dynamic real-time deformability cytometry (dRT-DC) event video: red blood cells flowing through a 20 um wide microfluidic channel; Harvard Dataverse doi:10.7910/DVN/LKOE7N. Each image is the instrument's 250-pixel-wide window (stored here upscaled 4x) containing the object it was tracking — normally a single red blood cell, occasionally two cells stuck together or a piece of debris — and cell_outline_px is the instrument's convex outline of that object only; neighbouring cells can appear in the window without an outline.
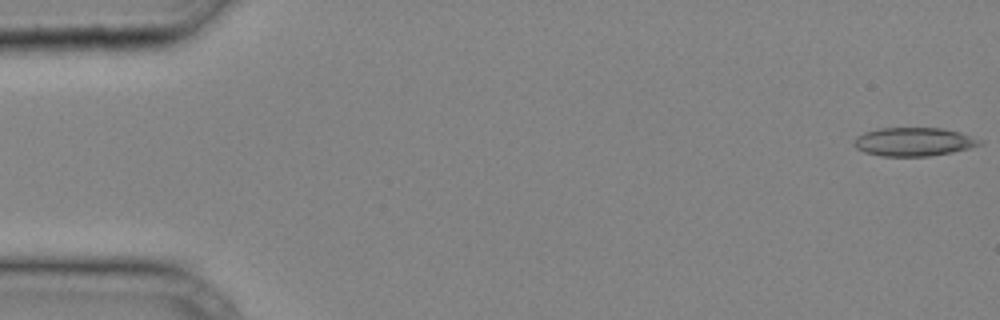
{"species": "common noctule bat (a hibernating species)", "species_latin": "Nyctalus noctula", "temperature_condition": "cold", "stored_images_in_passage": 37, "camera_frame_rate_fps": 3000, "um_per_image_px": 0.085, "animal": {"sex": "male", "body_mass_g": 20.4}, "frame": {"image": 1, "passage_image": 1, "time_ms": 0.0, "image_size_px": [1000, 320], "cell_outline_px": [[984, 144], [952, 152], [928, 156], [880, 156], [864, 152], [856, 148], [852, 144], [856, 136], [864, 132], [880, 128], [940, 128], [960, 132], [984, 140]], "centroid_in_image_um": [77.66, 12.05], "position_along_channel_um": 7.3, "area_um2": 21.04}}
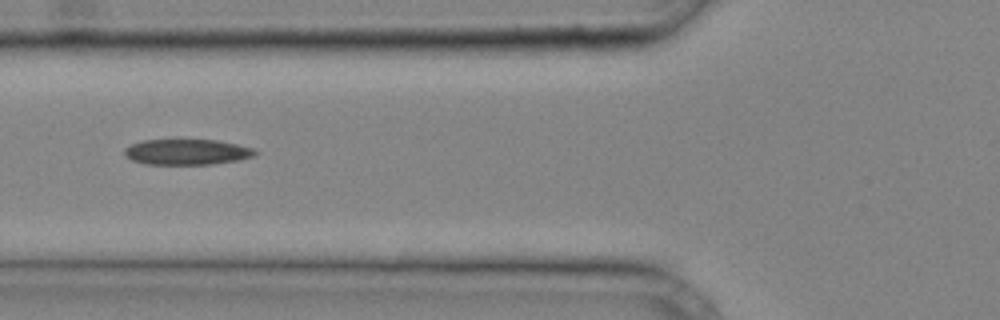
{"frame": {"image": 2, "passage_image": 15, "time_ms": 4.667, "image_size_px": [1000, 320], "cell_outline_px": [[260, 152], [256, 156], [240, 160], [212, 164], [144, 164], [132, 160], [124, 156], [124, 148], [132, 144], [144, 140], [216, 140], [236, 144], [252, 148]], "centroid_in_image_um": [15.91, 12.92], "position_along_channel_um": 109.9, "area_um2": 19.59}}
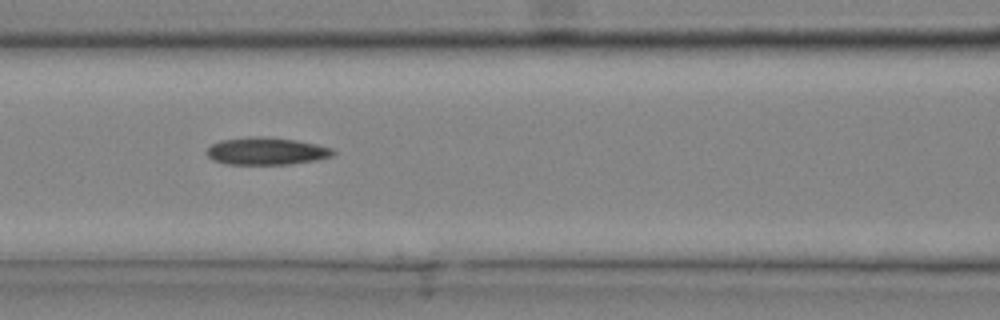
{"frame": {"image": 3, "passage_image": 17, "time_ms": 5.333, "image_size_px": [1000, 320], "cell_outline_px": [[336, 152], [332, 156], [316, 160], [292, 164], [228, 164], [212, 160], [208, 156], [208, 148], [212, 144], [220, 140], [248, 136], [264, 136], [296, 140], [316, 144], [332, 148]], "centroid_in_image_um": [22.65, 12.84], "position_along_channel_um": 143.9, "area_um2": 20.23}}